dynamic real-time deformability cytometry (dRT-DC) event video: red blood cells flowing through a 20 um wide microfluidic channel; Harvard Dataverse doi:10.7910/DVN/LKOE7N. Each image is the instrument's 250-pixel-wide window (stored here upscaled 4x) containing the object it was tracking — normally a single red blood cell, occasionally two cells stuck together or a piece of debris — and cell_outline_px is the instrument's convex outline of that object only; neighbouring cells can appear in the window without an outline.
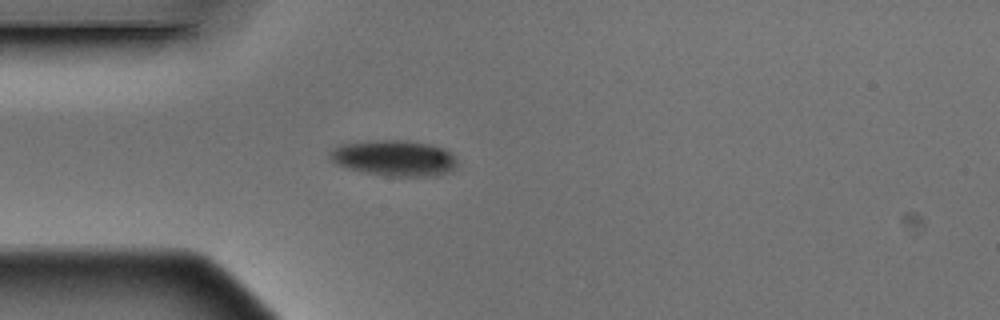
{"species": "Egyptian fruit bat (a non-hibernating species)", "species_latin": "Rousettus aegyptiacus", "temperature_condition": "warm", "stored_images_in_passage": 1, "camera_frame_rate_fps": 3000, "um_per_image_px": 0.085, "animal": {"sex": "male"}, "frame": {"image": 1, "passage_image": 1, "time_ms": 0.0, "image_size_px": [1000, 320], "cell_outline_px": [[460, 164], [456, 168], [448, 172], [436, 176], [388, 176], [364, 172], [336, 164], [328, 156], [328, 152], [332, 148], [340, 144], [368, 140], [408, 140], [432, 144], [444, 148], [452, 152]], "centroid_in_image_um": [33.55, 13.42], "position_along_channel_um": 51.4, "area_um2": 27.11}}